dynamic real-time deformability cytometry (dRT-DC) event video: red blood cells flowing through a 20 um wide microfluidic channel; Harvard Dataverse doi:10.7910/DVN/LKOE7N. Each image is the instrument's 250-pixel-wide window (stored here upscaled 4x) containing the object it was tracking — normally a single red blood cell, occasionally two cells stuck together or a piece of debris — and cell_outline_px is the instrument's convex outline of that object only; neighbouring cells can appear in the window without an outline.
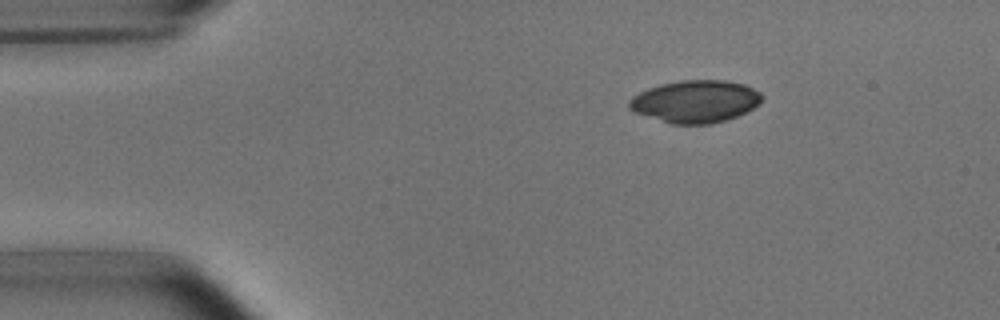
{"species": "common noctule bat (a hibernating species)", "species_latin": "Nyctalus noctula", "temperature_condition": "room temperature", "stored_images_in_passage": 46, "camera_frame_rate_fps": 3000, "um_per_image_px": 0.085, "animal": {"sex": "male", "body_mass_g": 15.6}, "frame": {"image": 1, "passage_image": 1, "time_ms": 0.0, "image_size_px": [1000, 320], "cell_outline_px": [[764, 96], [760, 104], [736, 116], [712, 124], [672, 124], [636, 112], [628, 108], [628, 100], [632, 96], [648, 88], [660, 84], [680, 80], [724, 80], [744, 84], [760, 92]], "centroid_in_image_um": [59.11, 8.61], "position_along_channel_um": 25.9, "area_um2": 32.71}}
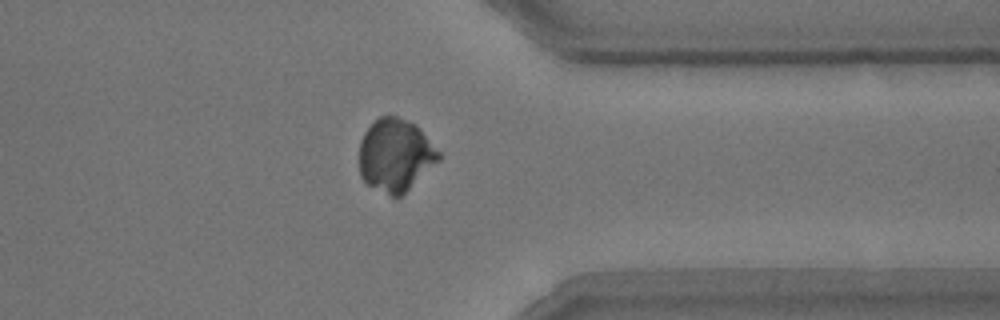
{"frame": {"image": 2, "passage_image": 34, "time_ms": 11.0, "image_size_px": [1000, 320], "cell_outline_px": [[440, 160], [400, 196], [392, 196], [368, 184], [360, 176], [360, 140], [364, 132], [380, 116], [396, 116], [408, 120], [416, 124], [420, 128], [440, 152]], "centroid_in_image_um": [33.62, 13.16], "position_along_channel_um": 377.8, "area_um2": 33.29}}
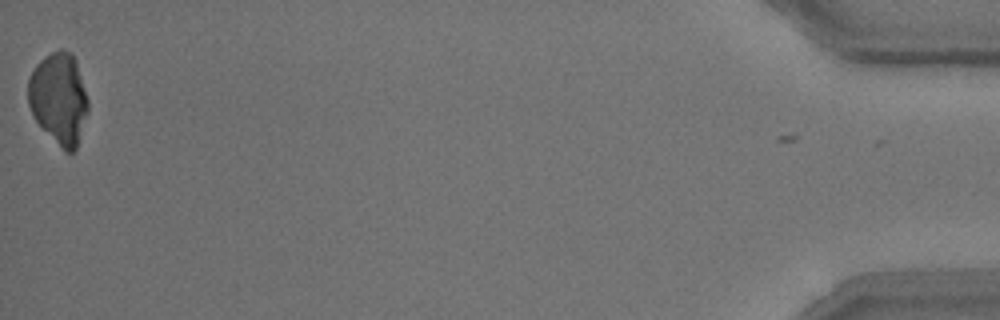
{"frame": {"image": 3, "passage_image": 45, "time_ms": 14.667, "image_size_px": [1000, 320], "cell_outline_px": [[88, 112], [76, 148], [72, 152], [64, 152], [36, 120], [28, 104], [28, 80], [36, 64], [44, 56], [60, 48], [72, 52], [76, 60], [88, 100]], "centroid_in_image_um": [5.01, 8.34], "position_along_channel_um": 430.2, "area_um2": 31.85}}